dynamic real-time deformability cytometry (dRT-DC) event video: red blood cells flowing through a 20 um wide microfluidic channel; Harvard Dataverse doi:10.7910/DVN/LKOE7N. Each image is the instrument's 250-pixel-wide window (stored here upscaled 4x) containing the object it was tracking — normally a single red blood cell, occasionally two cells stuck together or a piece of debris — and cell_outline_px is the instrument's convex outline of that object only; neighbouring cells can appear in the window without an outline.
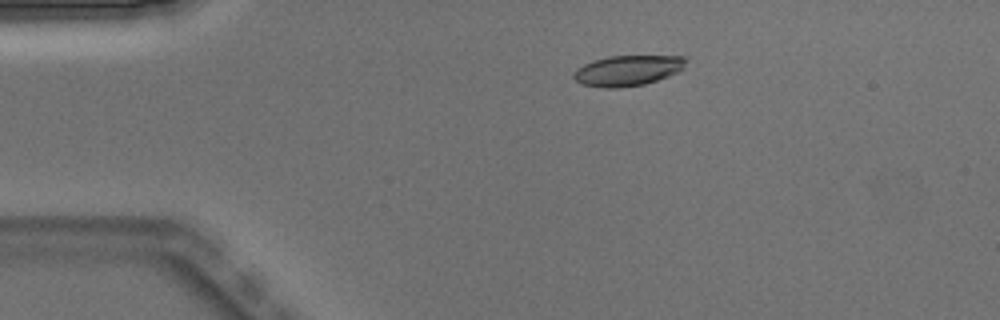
{"species": "Egyptian fruit bat (a non-hibernating species)", "species_latin": "Rousettus aegyptiacus", "temperature_condition": "warm", "stored_images_in_passage": 2, "camera_frame_rate_fps": 3000, "um_per_image_px": 0.085, "animal": {"sex": "male"}, "frame": {"image": 1, "passage_image": 1, "time_ms": 0.0, "image_size_px": [1000, 320], "cell_outline_px": [[688, 60], [684, 68], [680, 72], [644, 84], [616, 88], [604, 88], [580, 84], [572, 76], [576, 68], [592, 60], [608, 56], [684, 56]], "centroid_in_image_um": [53.35, 5.99], "position_along_channel_um": 31.6, "area_um2": 20.11}}